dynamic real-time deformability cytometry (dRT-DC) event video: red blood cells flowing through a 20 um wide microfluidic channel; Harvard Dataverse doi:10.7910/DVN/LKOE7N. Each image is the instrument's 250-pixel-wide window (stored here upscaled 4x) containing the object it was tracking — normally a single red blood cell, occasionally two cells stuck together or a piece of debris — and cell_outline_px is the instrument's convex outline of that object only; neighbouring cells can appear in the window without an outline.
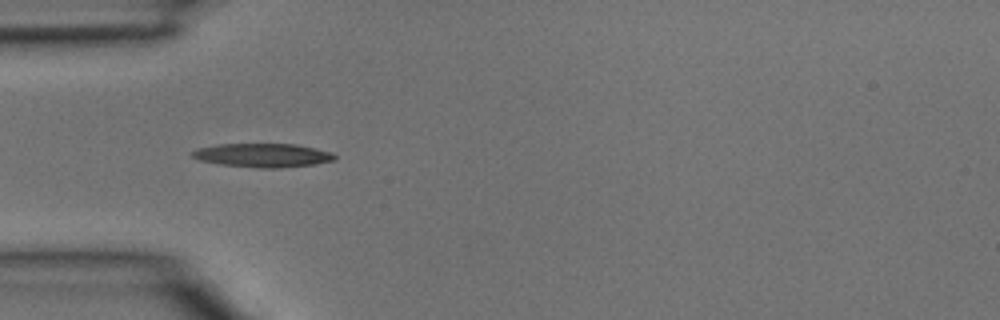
{"species": "common noctule bat (a hibernating species)", "species_latin": "Nyctalus noctula", "temperature_condition": "room temperature", "stored_images_in_passage": 2, "camera_frame_rate_fps": 3000, "um_per_image_px": 0.085, "animal": {"sex": "male", "body_mass_g": 15.6}, "frame": {"image": 1, "passage_image": 2, "time_ms": 0.333, "image_size_px": [1000, 320], "cell_outline_px": [[336, 160], [312, 164], [280, 168], [260, 168], [220, 164], [200, 160], [192, 156], [188, 152], [196, 148], [216, 144], [296, 144], [332, 152], [336, 156]], "centroid_in_image_um": [22.3, 13.19], "position_along_channel_um": 62.7, "area_um2": 19.77}}